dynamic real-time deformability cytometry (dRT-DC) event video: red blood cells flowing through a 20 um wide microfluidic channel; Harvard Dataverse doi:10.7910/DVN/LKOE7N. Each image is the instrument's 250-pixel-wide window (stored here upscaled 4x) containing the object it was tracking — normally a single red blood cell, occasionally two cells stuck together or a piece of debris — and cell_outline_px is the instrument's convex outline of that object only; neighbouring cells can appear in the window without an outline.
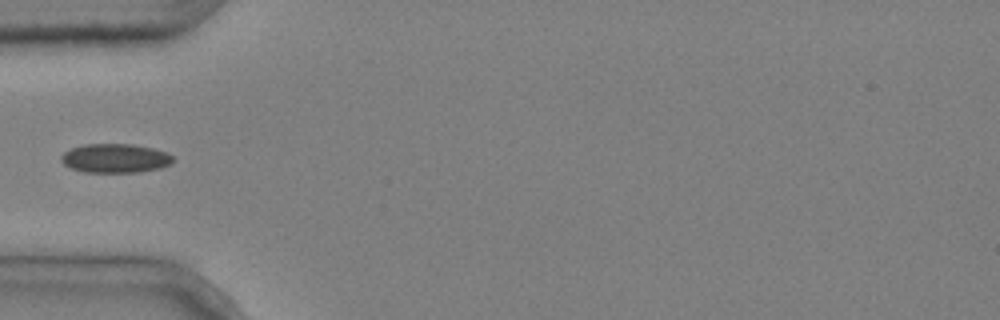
{"species": "common noctule bat (a hibernating species)", "species_latin": "Nyctalus noctula", "temperature_condition": "cold", "stored_images_in_passage": 4, "camera_frame_rate_fps": 3000, "um_per_image_px": 0.085, "animal": {"sex": "male", "body_mass_g": 20.4}, "frame": {"image": 1, "passage_image": 4, "time_ms": 1.0, "image_size_px": [1000, 320], "cell_outline_px": [[172, 164], [160, 168], [140, 172], [84, 172], [72, 168], [64, 164], [60, 160], [60, 156], [64, 152], [72, 148], [84, 144], [132, 144], [152, 148], [164, 152], [172, 156]], "centroid_in_image_um": [9.77, 13.45], "position_along_channel_um": 75.2, "area_um2": 18.84}}